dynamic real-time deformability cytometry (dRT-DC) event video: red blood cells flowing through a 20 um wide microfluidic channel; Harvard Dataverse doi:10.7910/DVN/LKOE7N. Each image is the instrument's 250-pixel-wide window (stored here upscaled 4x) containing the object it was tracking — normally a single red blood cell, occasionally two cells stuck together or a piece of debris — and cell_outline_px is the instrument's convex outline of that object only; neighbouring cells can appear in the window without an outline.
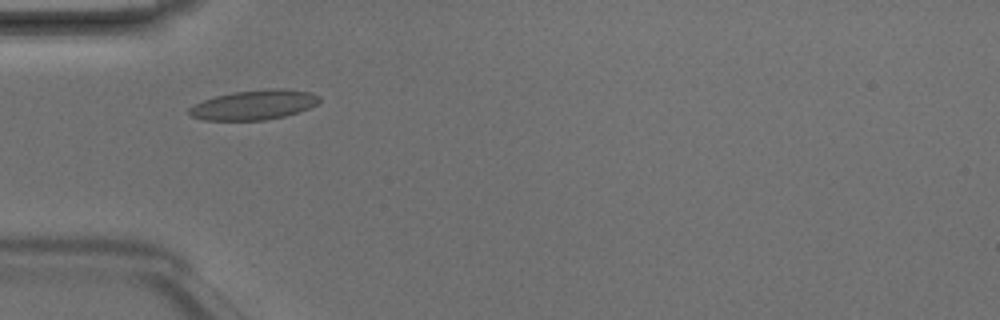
{"species": "Egyptian fruit bat (a non-hibernating species)", "species_latin": "Rousettus aegyptiacus", "temperature_condition": "room temperature", "stored_images_in_passage": 7, "camera_frame_rate_fps": 3000, "um_per_image_px": 0.085, "animal": {"sex": "male"}, "frame": {"image": 1, "passage_image": 4, "time_ms": 1.0, "image_size_px": [1000, 320], "cell_outline_px": [[320, 100], [316, 104], [300, 112], [284, 116], [264, 120], [204, 120], [192, 116], [188, 112], [188, 108], [204, 100], [216, 96], [232, 92], [272, 88], [288, 88], [312, 92], [320, 96]], "centroid_in_image_um": [21.64, 8.9], "position_along_channel_um": 63.4, "area_um2": 22.6}}
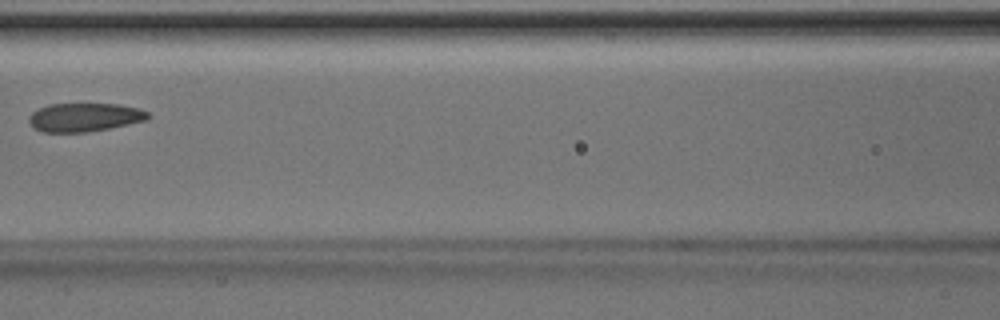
{"frame": {"image": 2, "passage_image": 6, "time_ms": 1.667, "image_size_px": [1000, 320], "cell_outline_px": [[152, 116], [148, 120], [88, 132], [44, 132], [36, 128], [28, 120], [28, 116], [32, 112], [48, 104], [120, 104], [140, 108], [148, 112]], "centroid_in_image_um": [7.23, 9.96], "position_along_channel_um": 159.4, "area_um2": 19.83}}